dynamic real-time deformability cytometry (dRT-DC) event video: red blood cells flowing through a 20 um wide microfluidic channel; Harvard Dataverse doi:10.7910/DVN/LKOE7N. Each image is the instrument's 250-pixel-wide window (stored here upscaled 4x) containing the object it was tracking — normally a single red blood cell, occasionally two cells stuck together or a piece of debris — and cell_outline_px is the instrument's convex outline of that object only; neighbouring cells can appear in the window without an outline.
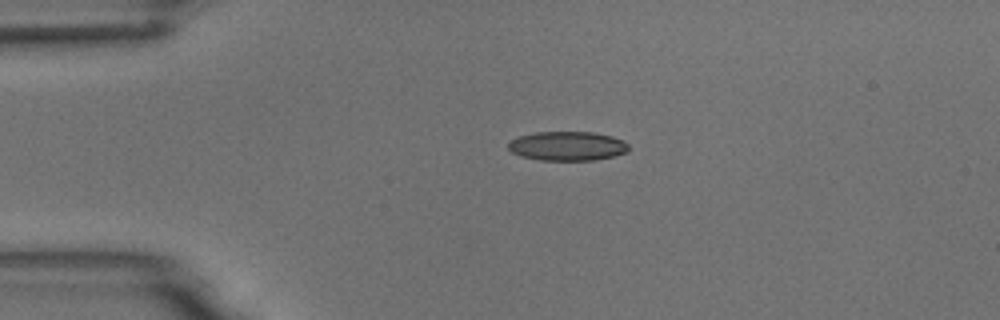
{"species": "common noctule bat (a hibernating species)", "species_latin": "Nyctalus noctula", "temperature_condition": "room temperature", "stored_images_in_passage": 2, "camera_frame_rate_fps": 3000, "um_per_image_px": 0.085, "animal": {"sex": "male", "body_mass_g": 18.8}, "frame": {"image": 1, "passage_image": 1, "time_ms": 0.0, "image_size_px": [1000, 320], "cell_outline_px": [[628, 152], [596, 160], [540, 160], [520, 156], [512, 152], [508, 148], [508, 144], [512, 140], [520, 136], [536, 132], [592, 132], [612, 136], [624, 140], [628, 144]], "centroid_in_image_um": [48.25, 12.41], "position_along_channel_um": 36.8, "area_um2": 20.46}}